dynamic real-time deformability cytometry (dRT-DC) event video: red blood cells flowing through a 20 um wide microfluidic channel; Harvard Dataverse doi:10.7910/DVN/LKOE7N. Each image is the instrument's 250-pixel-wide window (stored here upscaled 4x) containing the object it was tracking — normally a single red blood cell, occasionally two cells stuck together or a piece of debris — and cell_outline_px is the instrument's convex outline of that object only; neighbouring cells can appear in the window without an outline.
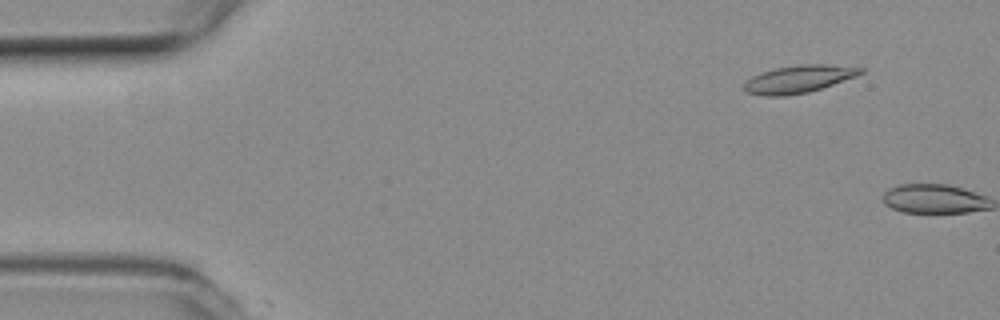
{"species": "common noctule bat (a hibernating species)", "species_latin": "Nyctalus noctula", "temperature_condition": "room temperature", "stored_images_in_passage": 6, "camera_frame_rate_fps": 3000, "um_per_image_px": 0.085, "animal": {"sex": "female", "body_mass_g": 19.3, "forearm_length_mm": 54.1}, "frame": {"image": 1, "passage_image": 5, "time_ms": 1.333, "image_size_px": [1000, 320], "cell_outline_px": [[864, 72], [856, 76], [808, 92], [784, 96], [764, 96], [744, 92], [744, 84], [752, 76], [760, 72], [776, 68], [800, 64], [824, 64], [864, 68]], "centroid_in_image_um": [67.85, 6.72], "position_along_channel_um": 17.2, "area_um2": 18.55}}